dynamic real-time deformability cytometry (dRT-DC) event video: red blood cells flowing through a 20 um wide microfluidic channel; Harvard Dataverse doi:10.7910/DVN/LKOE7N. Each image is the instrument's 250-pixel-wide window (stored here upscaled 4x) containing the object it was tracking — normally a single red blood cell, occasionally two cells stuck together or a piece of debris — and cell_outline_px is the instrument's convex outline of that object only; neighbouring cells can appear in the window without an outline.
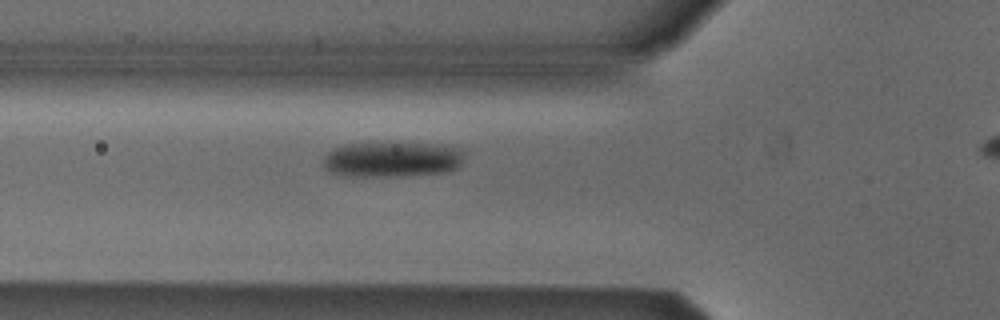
{"species": "Egyptian fruit bat (a non-hibernating species)", "species_latin": "Rousettus aegyptiacus", "temperature_condition": "cold", "stored_images_in_passage": 33, "camera_frame_rate_fps": 3000, "um_per_image_px": 0.085, "animal": {"sex": "male"}, "frame": {"image": 1, "passage_image": 5, "time_ms": 1.333, "image_size_px": [1000, 320], "cell_outline_px": [[464, 160], [456, 168], [444, 172], [396, 176], [348, 176], [328, 172], [324, 168], [324, 156], [328, 152], [336, 148], [348, 144], [436, 144], [460, 148], [464, 152]], "centroid_in_image_um": [33.34, 13.56], "position_along_channel_um": 92.5, "area_um2": 28.67}}
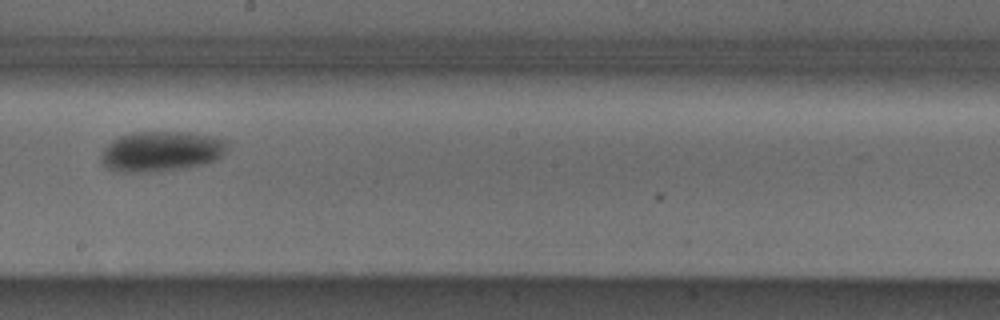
{"frame": {"image": 2, "passage_image": 16, "time_ms": 5.0, "image_size_px": [1000, 320], "cell_outline_px": [[228, 144], [224, 152], [216, 160], [204, 164], [180, 168], [128, 172], [108, 168], [104, 164], [100, 156], [104, 148], [112, 140], [120, 136], [132, 132], [188, 132], [228, 140]], "centroid_in_image_um": [13.71, 12.83], "position_along_channel_um": 234.5, "area_um2": 28.96}}
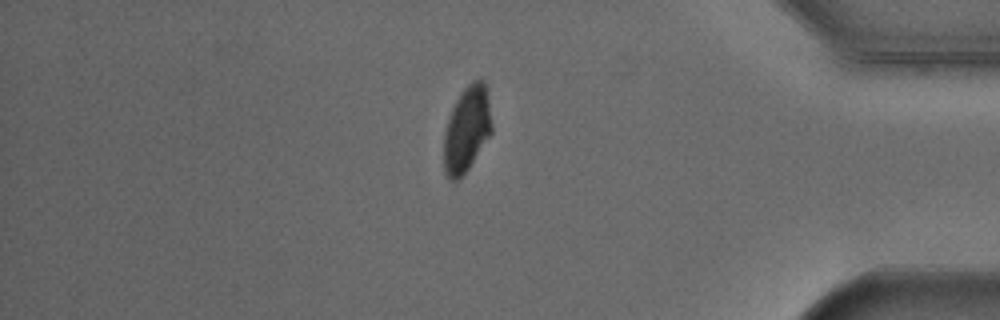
{"frame": {"image": 3, "passage_image": 31, "time_ms": 10.0, "image_size_px": [1000, 320], "cell_outline_px": [[492, 132], [460, 180], [452, 180], [444, 172], [444, 132], [452, 108], [456, 100], [464, 88], [472, 80], [484, 80], [488, 100], [492, 124]], "centroid_in_image_um": [39.67, 10.99], "position_along_channel_um": 395.5, "area_um2": 23.64}, "authors_computed_cell_mechanics": {"area_um2": 28.322, "velocity_mm_per_s": 3.875, "shape_relaxation_time_tau1_ms": 5.0642, "shape_relaxation_time_tau2_ms": null, "deformation_change_tau1": 0.1485, "deformation_change_tau2": null}}